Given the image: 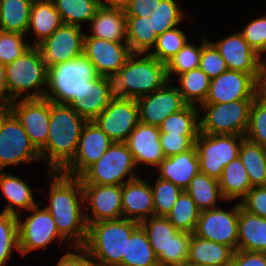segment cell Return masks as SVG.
<instances>
[{"mask_svg":"<svg viewBox=\"0 0 266 266\" xmlns=\"http://www.w3.org/2000/svg\"><path fill=\"white\" fill-rule=\"evenodd\" d=\"M81 29L79 26L62 24L37 46L47 68L83 54L85 33Z\"/></svg>","mask_w":266,"mask_h":266,"instance_id":"obj_15","label":"cell"},{"mask_svg":"<svg viewBox=\"0 0 266 266\" xmlns=\"http://www.w3.org/2000/svg\"><path fill=\"white\" fill-rule=\"evenodd\" d=\"M48 177L51 182L50 198L49 204L44 207L54 218L57 231L67 240L70 249L82 247L88 225L82 209L85 204L81 180L61 171H51Z\"/></svg>","mask_w":266,"mask_h":266,"instance_id":"obj_1","label":"cell"},{"mask_svg":"<svg viewBox=\"0 0 266 266\" xmlns=\"http://www.w3.org/2000/svg\"><path fill=\"white\" fill-rule=\"evenodd\" d=\"M119 71L124 76L129 99L137 100L162 88L170 81L166 64L145 53H132Z\"/></svg>","mask_w":266,"mask_h":266,"instance_id":"obj_9","label":"cell"},{"mask_svg":"<svg viewBox=\"0 0 266 266\" xmlns=\"http://www.w3.org/2000/svg\"><path fill=\"white\" fill-rule=\"evenodd\" d=\"M32 213L26 220L18 217V251L25 256L33 250L45 248L59 239L66 241L57 231L54 218L44 207L39 209V202L29 210Z\"/></svg>","mask_w":266,"mask_h":266,"instance_id":"obj_12","label":"cell"},{"mask_svg":"<svg viewBox=\"0 0 266 266\" xmlns=\"http://www.w3.org/2000/svg\"><path fill=\"white\" fill-rule=\"evenodd\" d=\"M119 266H159L146 232L139 226L127 239L126 256Z\"/></svg>","mask_w":266,"mask_h":266,"instance_id":"obj_36","label":"cell"},{"mask_svg":"<svg viewBox=\"0 0 266 266\" xmlns=\"http://www.w3.org/2000/svg\"><path fill=\"white\" fill-rule=\"evenodd\" d=\"M63 24L82 27L101 6L100 0H53ZM82 24V25H81Z\"/></svg>","mask_w":266,"mask_h":266,"instance_id":"obj_40","label":"cell"},{"mask_svg":"<svg viewBox=\"0 0 266 266\" xmlns=\"http://www.w3.org/2000/svg\"><path fill=\"white\" fill-rule=\"evenodd\" d=\"M174 266H195V265H191V264H188V263H184V264H179V265H174Z\"/></svg>","mask_w":266,"mask_h":266,"instance_id":"obj_60","label":"cell"},{"mask_svg":"<svg viewBox=\"0 0 266 266\" xmlns=\"http://www.w3.org/2000/svg\"><path fill=\"white\" fill-rule=\"evenodd\" d=\"M159 266L187 263L191 234L177 230L166 217H150L141 221Z\"/></svg>","mask_w":266,"mask_h":266,"instance_id":"obj_6","label":"cell"},{"mask_svg":"<svg viewBox=\"0 0 266 266\" xmlns=\"http://www.w3.org/2000/svg\"><path fill=\"white\" fill-rule=\"evenodd\" d=\"M239 32L260 57L266 52V16L250 21Z\"/></svg>","mask_w":266,"mask_h":266,"instance_id":"obj_50","label":"cell"},{"mask_svg":"<svg viewBox=\"0 0 266 266\" xmlns=\"http://www.w3.org/2000/svg\"><path fill=\"white\" fill-rule=\"evenodd\" d=\"M161 0H131L125 7L126 17H151Z\"/></svg>","mask_w":266,"mask_h":266,"instance_id":"obj_54","label":"cell"},{"mask_svg":"<svg viewBox=\"0 0 266 266\" xmlns=\"http://www.w3.org/2000/svg\"><path fill=\"white\" fill-rule=\"evenodd\" d=\"M202 44L199 47L187 42L183 48L166 63L168 80L171 75H180L192 69L199 68Z\"/></svg>","mask_w":266,"mask_h":266,"instance_id":"obj_47","label":"cell"},{"mask_svg":"<svg viewBox=\"0 0 266 266\" xmlns=\"http://www.w3.org/2000/svg\"><path fill=\"white\" fill-rule=\"evenodd\" d=\"M10 97L8 95L5 76V65L0 63V109L9 108Z\"/></svg>","mask_w":266,"mask_h":266,"instance_id":"obj_57","label":"cell"},{"mask_svg":"<svg viewBox=\"0 0 266 266\" xmlns=\"http://www.w3.org/2000/svg\"><path fill=\"white\" fill-rule=\"evenodd\" d=\"M199 68L210 78L218 77L228 70L225 60L207 38H203Z\"/></svg>","mask_w":266,"mask_h":266,"instance_id":"obj_49","label":"cell"},{"mask_svg":"<svg viewBox=\"0 0 266 266\" xmlns=\"http://www.w3.org/2000/svg\"><path fill=\"white\" fill-rule=\"evenodd\" d=\"M254 99H240L226 103H203L206 114L199 118L200 132L245 136L249 124V110Z\"/></svg>","mask_w":266,"mask_h":266,"instance_id":"obj_8","label":"cell"},{"mask_svg":"<svg viewBox=\"0 0 266 266\" xmlns=\"http://www.w3.org/2000/svg\"><path fill=\"white\" fill-rule=\"evenodd\" d=\"M244 136L204 134L199 132L195 141L199 159V171L219 180L224 167L239 156Z\"/></svg>","mask_w":266,"mask_h":266,"instance_id":"obj_11","label":"cell"},{"mask_svg":"<svg viewBox=\"0 0 266 266\" xmlns=\"http://www.w3.org/2000/svg\"><path fill=\"white\" fill-rule=\"evenodd\" d=\"M219 186L225 200L239 198L240 202L252 188L244 165L239 157L228 163L218 180Z\"/></svg>","mask_w":266,"mask_h":266,"instance_id":"obj_31","label":"cell"},{"mask_svg":"<svg viewBox=\"0 0 266 266\" xmlns=\"http://www.w3.org/2000/svg\"><path fill=\"white\" fill-rule=\"evenodd\" d=\"M0 188L8 201L4 213L19 215L20 209L29 211L38 203L34 200L32 189L16 175L7 174L0 171ZM14 207H17L16 209Z\"/></svg>","mask_w":266,"mask_h":266,"instance_id":"obj_30","label":"cell"},{"mask_svg":"<svg viewBox=\"0 0 266 266\" xmlns=\"http://www.w3.org/2000/svg\"><path fill=\"white\" fill-rule=\"evenodd\" d=\"M84 204L91 205L92 217L85 213L87 225L122 216V186L82 184Z\"/></svg>","mask_w":266,"mask_h":266,"instance_id":"obj_20","label":"cell"},{"mask_svg":"<svg viewBox=\"0 0 266 266\" xmlns=\"http://www.w3.org/2000/svg\"><path fill=\"white\" fill-rule=\"evenodd\" d=\"M234 252L227 245L191 234L187 263L195 266H223L232 261Z\"/></svg>","mask_w":266,"mask_h":266,"instance_id":"obj_27","label":"cell"},{"mask_svg":"<svg viewBox=\"0 0 266 266\" xmlns=\"http://www.w3.org/2000/svg\"><path fill=\"white\" fill-rule=\"evenodd\" d=\"M93 121L113 142L125 143L139 123L137 100L110 101Z\"/></svg>","mask_w":266,"mask_h":266,"instance_id":"obj_17","label":"cell"},{"mask_svg":"<svg viewBox=\"0 0 266 266\" xmlns=\"http://www.w3.org/2000/svg\"><path fill=\"white\" fill-rule=\"evenodd\" d=\"M104 79L110 101L129 100V93L124 84V76L120 71L107 73L104 75Z\"/></svg>","mask_w":266,"mask_h":266,"instance_id":"obj_53","label":"cell"},{"mask_svg":"<svg viewBox=\"0 0 266 266\" xmlns=\"http://www.w3.org/2000/svg\"><path fill=\"white\" fill-rule=\"evenodd\" d=\"M25 39L26 35L0 30V63L7 65L21 57L32 46Z\"/></svg>","mask_w":266,"mask_h":266,"instance_id":"obj_48","label":"cell"},{"mask_svg":"<svg viewBox=\"0 0 266 266\" xmlns=\"http://www.w3.org/2000/svg\"><path fill=\"white\" fill-rule=\"evenodd\" d=\"M238 157L245 167L251 187L266 186V148L244 138Z\"/></svg>","mask_w":266,"mask_h":266,"instance_id":"obj_34","label":"cell"},{"mask_svg":"<svg viewBox=\"0 0 266 266\" xmlns=\"http://www.w3.org/2000/svg\"><path fill=\"white\" fill-rule=\"evenodd\" d=\"M127 44L131 53L149 54L158 35L153 30L152 18L126 17Z\"/></svg>","mask_w":266,"mask_h":266,"instance_id":"obj_33","label":"cell"},{"mask_svg":"<svg viewBox=\"0 0 266 266\" xmlns=\"http://www.w3.org/2000/svg\"><path fill=\"white\" fill-rule=\"evenodd\" d=\"M87 120L65 104L51 102L46 145L39 151L49 171H62L74 158Z\"/></svg>","mask_w":266,"mask_h":266,"instance_id":"obj_2","label":"cell"},{"mask_svg":"<svg viewBox=\"0 0 266 266\" xmlns=\"http://www.w3.org/2000/svg\"><path fill=\"white\" fill-rule=\"evenodd\" d=\"M185 191L190 195L201 212L217 208L216 202L218 199L225 200L218 180L200 172L193 177Z\"/></svg>","mask_w":266,"mask_h":266,"instance_id":"obj_35","label":"cell"},{"mask_svg":"<svg viewBox=\"0 0 266 266\" xmlns=\"http://www.w3.org/2000/svg\"><path fill=\"white\" fill-rule=\"evenodd\" d=\"M237 230V250L266 252V218L249 213L241 207Z\"/></svg>","mask_w":266,"mask_h":266,"instance_id":"obj_28","label":"cell"},{"mask_svg":"<svg viewBox=\"0 0 266 266\" xmlns=\"http://www.w3.org/2000/svg\"><path fill=\"white\" fill-rule=\"evenodd\" d=\"M188 42V38L184 31L177 27L163 34L158 35L155 50L150 51V55L155 57L162 63H167L173 58Z\"/></svg>","mask_w":266,"mask_h":266,"instance_id":"obj_46","label":"cell"},{"mask_svg":"<svg viewBox=\"0 0 266 266\" xmlns=\"http://www.w3.org/2000/svg\"><path fill=\"white\" fill-rule=\"evenodd\" d=\"M83 54L93 63L99 75L119 71L132 54L127 42H112L84 37Z\"/></svg>","mask_w":266,"mask_h":266,"instance_id":"obj_21","label":"cell"},{"mask_svg":"<svg viewBox=\"0 0 266 266\" xmlns=\"http://www.w3.org/2000/svg\"><path fill=\"white\" fill-rule=\"evenodd\" d=\"M41 161L20 120L9 108L0 109V171L21 162Z\"/></svg>","mask_w":266,"mask_h":266,"instance_id":"obj_10","label":"cell"},{"mask_svg":"<svg viewBox=\"0 0 266 266\" xmlns=\"http://www.w3.org/2000/svg\"><path fill=\"white\" fill-rule=\"evenodd\" d=\"M140 226L139 222L120 218L88 225L82 248L92 266H119L126 256L127 239Z\"/></svg>","mask_w":266,"mask_h":266,"instance_id":"obj_3","label":"cell"},{"mask_svg":"<svg viewBox=\"0 0 266 266\" xmlns=\"http://www.w3.org/2000/svg\"><path fill=\"white\" fill-rule=\"evenodd\" d=\"M223 266H234V265L230 262L229 264Z\"/></svg>","mask_w":266,"mask_h":266,"instance_id":"obj_61","label":"cell"},{"mask_svg":"<svg viewBox=\"0 0 266 266\" xmlns=\"http://www.w3.org/2000/svg\"><path fill=\"white\" fill-rule=\"evenodd\" d=\"M110 103L104 76L99 75L90 81L87 97L76 101L71 107L87 121H93Z\"/></svg>","mask_w":266,"mask_h":266,"instance_id":"obj_37","label":"cell"},{"mask_svg":"<svg viewBox=\"0 0 266 266\" xmlns=\"http://www.w3.org/2000/svg\"><path fill=\"white\" fill-rule=\"evenodd\" d=\"M104 1V2H103ZM131 0H100L101 5L108 7L123 8L129 4Z\"/></svg>","mask_w":266,"mask_h":266,"instance_id":"obj_58","label":"cell"},{"mask_svg":"<svg viewBox=\"0 0 266 266\" xmlns=\"http://www.w3.org/2000/svg\"><path fill=\"white\" fill-rule=\"evenodd\" d=\"M160 129L157 126L139 122L125 142L132 153L135 165L143 163L158 167L165 158L159 141Z\"/></svg>","mask_w":266,"mask_h":266,"instance_id":"obj_23","label":"cell"},{"mask_svg":"<svg viewBox=\"0 0 266 266\" xmlns=\"http://www.w3.org/2000/svg\"><path fill=\"white\" fill-rule=\"evenodd\" d=\"M211 43L220 52L228 70L241 71L248 74H262L263 60L248 45L240 32Z\"/></svg>","mask_w":266,"mask_h":266,"instance_id":"obj_22","label":"cell"},{"mask_svg":"<svg viewBox=\"0 0 266 266\" xmlns=\"http://www.w3.org/2000/svg\"><path fill=\"white\" fill-rule=\"evenodd\" d=\"M231 263L234 266H266V252L236 250Z\"/></svg>","mask_w":266,"mask_h":266,"instance_id":"obj_55","label":"cell"},{"mask_svg":"<svg viewBox=\"0 0 266 266\" xmlns=\"http://www.w3.org/2000/svg\"><path fill=\"white\" fill-rule=\"evenodd\" d=\"M198 135H174L170 133H160L159 141L165 157L180 154L195 146Z\"/></svg>","mask_w":266,"mask_h":266,"instance_id":"obj_51","label":"cell"},{"mask_svg":"<svg viewBox=\"0 0 266 266\" xmlns=\"http://www.w3.org/2000/svg\"><path fill=\"white\" fill-rule=\"evenodd\" d=\"M179 76L180 86H177L184 101L189 105L200 106L207 98L210 78L200 69H192Z\"/></svg>","mask_w":266,"mask_h":266,"instance_id":"obj_38","label":"cell"},{"mask_svg":"<svg viewBox=\"0 0 266 266\" xmlns=\"http://www.w3.org/2000/svg\"><path fill=\"white\" fill-rule=\"evenodd\" d=\"M62 24L60 13L56 10L53 0H34L26 36L32 32L36 36L32 46L37 47Z\"/></svg>","mask_w":266,"mask_h":266,"instance_id":"obj_29","label":"cell"},{"mask_svg":"<svg viewBox=\"0 0 266 266\" xmlns=\"http://www.w3.org/2000/svg\"><path fill=\"white\" fill-rule=\"evenodd\" d=\"M239 203L245 211L266 218V186L252 187Z\"/></svg>","mask_w":266,"mask_h":266,"instance_id":"obj_52","label":"cell"},{"mask_svg":"<svg viewBox=\"0 0 266 266\" xmlns=\"http://www.w3.org/2000/svg\"><path fill=\"white\" fill-rule=\"evenodd\" d=\"M153 30L157 35L178 27L185 18L175 0H161L156 10H151Z\"/></svg>","mask_w":266,"mask_h":266,"instance_id":"obj_45","label":"cell"},{"mask_svg":"<svg viewBox=\"0 0 266 266\" xmlns=\"http://www.w3.org/2000/svg\"><path fill=\"white\" fill-rule=\"evenodd\" d=\"M201 211L190 195L183 190L171 212L166 216L180 232L194 233Z\"/></svg>","mask_w":266,"mask_h":266,"instance_id":"obj_41","label":"cell"},{"mask_svg":"<svg viewBox=\"0 0 266 266\" xmlns=\"http://www.w3.org/2000/svg\"><path fill=\"white\" fill-rule=\"evenodd\" d=\"M34 0H1L0 30L26 35Z\"/></svg>","mask_w":266,"mask_h":266,"instance_id":"obj_32","label":"cell"},{"mask_svg":"<svg viewBox=\"0 0 266 266\" xmlns=\"http://www.w3.org/2000/svg\"><path fill=\"white\" fill-rule=\"evenodd\" d=\"M72 249L76 252L65 253L56 266H92L89 255L82 247H73Z\"/></svg>","mask_w":266,"mask_h":266,"instance_id":"obj_56","label":"cell"},{"mask_svg":"<svg viewBox=\"0 0 266 266\" xmlns=\"http://www.w3.org/2000/svg\"><path fill=\"white\" fill-rule=\"evenodd\" d=\"M122 216L139 223L154 216L153 194L148 180L138 177L122 185Z\"/></svg>","mask_w":266,"mask_h":266,"instance_id":"obj_24","label":"cell"},{"mask_svg":"<svg viewBox=\"0 0 266 266\" xmlns=\"http://www.w3.org/2000/svg\"><path fill=\"white\" fill-rule=\"evenodd\" d=\"M153 194L154 216L166 217L175 205L182 189L168 180L157 178L155 185H151Z\"/></svg>","mask_w":266,"mask_h":266,"instance_id":"obj_43","label":"cell"},{"mask_svg":"<svg viewBox=\"0 0 266 266\" xmlns=\"http://www.w3.org/2000/svg\"><path fill=\"white\" fill-rule=\"evenodd\" d=\"M18 250V217L11 213H0V266L7 264L13 250Z\"/></svg>","mask_w":266,"mask_h":266,"instance_id":"obj_44","label":"cell"},{"mask_svg":"<svg viewBox=\"0 0 266 266\" xmlns=\"http://www.w3.org/2000/svg\"><path fill=\"white\" fill-rule=\"evenodd\" d=\"M240 203L233 210H223L219 207L200 213L194 235L206 240L221 243L232 248H238V215Z\"/></svg>","mask_w":266,"mask_h":266,"instance_id":"obj_13","label":"cell"},{"mask_svg":"<svg viewBox=\"0 0 266 266\" xmlns=\"http://www.w3.org/2000/svg\"><path fill=\"white\" fill-rule=\"evenodd\" d=\"M112 143L109 136L94 121H87L73 160L61 172L72 177H79L103 156Z\"/></svg>","mask_w":266,"mask_h":266,"instance_id":"obj_18","label":"cell"},{"mask_svg":"<svg viewBox=\"0 0 266 266\" xmlns=\"http://www.w3.org/2000/svg\"><path fill=\"white\" fill-rule=\"evenodd\" d=\"M169 85L168 81L162 88L137 99L139 122L159 127L169 115L187 105L177 86Z\"/></svg>","mask_w":266,"mask_h":266,"instance_id":"obj_19","label":"cell"},{"mask_svg":"<svg viewBox=\"0 0 266 266\" xmlns=\"http://www.w3.org/2000/svg\"><path fill=\"white\" fill-rule=\"evenodd\" d=\"M262 62V74L260 80L259 93L266 98V59Z\"/></svg>","mask_w":266,"mask_h":266,"instance_id":"obj_59","label":"cell"},{"mask_svg":"<svg viewBox=\"0 0 266 266\" xmlns=\"http://www.w3.org/2000/svg\"><path fill=\"white\" fill-rule=\"evenodd\" d=\"M51 101L45 98L12 101L9 109L20 120L31 143L40 151L47 142Z\"/></svg>","mask_w":266,"mask_h":266,"instance_id":"obj_16","label":"cell"},{"mask_svg":"<svg viewBox=\"0 0 266 266\" xmlns=\"http://www.w3.org/2000/svg\"><path fill=\"white\" fill-rule=\"evenodd\" d=\"M157 169H159V178L168 180L182 190H186L193 177L200 172L196 147L165 157Z\"/></svg>","mask_w":266,"mask_h":266,"instance_id":"obj_25","label":"cell"},{"mask_svg":"<svg viewBox=\"0 0 266 266\" xmlns=\"http://www.w3.org/2000/svg\"><path fill=\"white\" fill-rule=\"evenodd\" d=\"M135 167L132 153L127 144L113 142L103 156L89 166L79 176V179L81 184L122 186L128 181L138 178L133 171Z\"/></svg>","mask_w":266,"mask_h":266,"instance_id":"obj_7","label":"cell"},{"mask_svg":"<svg viewBox=\"0 0 266 266\" xmlns=\"http://www.w3.org/2000/svg\"><path fill=\"white\" fill-rule=\"evenodd\" d=\"M93 63L84 55L47 68L48 92L44 98L55 104L72 106L90 92V81L97 78Z\"/></svg>","mask_w":266,"mask_h":266,"instance_id":"obj_4","label":"cell"},{"mask_svg":"<svg viewBox=\"0 0 266 266\" xmlns=\"http://www.w3.org/2000/svg\"><path fill=\"white\" fill-rule=\"evenodd\" d=\"M261 74L227 70L210 80L204 103H226L240 99H254L259 94Z\"/></svg>","mask_w":266,"mask_h":266,"instance_id":"obj_14","label":"cell"},{"mask_svg":"<svg viewBox=\"0 0 266 266\" xmlns=\"http://www.w3.org/2000/svg\"><path fill=\"white\" fill-rule=\"evenodd\" d=\"M5 76L10 103L18 99L44 98L47 67L38 47L31 46L21 57L5 65ZM31 89L33 93L23 96L24 91Z\"/></svg>","mask_w":266,"mask_h":266,"instance_id":"obj_5","label":"cell"},{"mask_svg":"<svg viewBox=\"0 0 266 266\" xmlns=\"http://www.w3.org/2000/svg\"><path fill=\"white\" fill-rule=\"evenodd\" d=\"M91 34L85 37H95L112 42H126V14L123 8L101 5L95 16L90 20Z\"/></svg>","mask_w":266,"mask_h":266,"instance_id":"obj_26","label":"cell"},{"mask_svg":"<svg viewBox=\"0 0 266 266\" xmlns=\"http://www.w3.org/2000/svg\"><path fill=\"white\" fill-rule=\"evenodd\" d=\"M244 137L266 148V98L260 93L250 106L249 124Z\"/></svg>","mask_w":266,"mask_h":266,"instance_id":"obj_42","label":"cell"},{"mask_svg":"<svg viewBox=\"0 0 266 266\" xmlns=\"http://www.w3.org/2000/svg\"><path fill=\"white\" fill-rule=\"evenodd\" d=\"M200 110L187 104L183 109L169 115L159 126L160 133L174 135H198L200 132Z\"/></svg>","mask_w":266,"mask_h":266,"instance_id":"obj_39","label":"cell"}]
</instances>
